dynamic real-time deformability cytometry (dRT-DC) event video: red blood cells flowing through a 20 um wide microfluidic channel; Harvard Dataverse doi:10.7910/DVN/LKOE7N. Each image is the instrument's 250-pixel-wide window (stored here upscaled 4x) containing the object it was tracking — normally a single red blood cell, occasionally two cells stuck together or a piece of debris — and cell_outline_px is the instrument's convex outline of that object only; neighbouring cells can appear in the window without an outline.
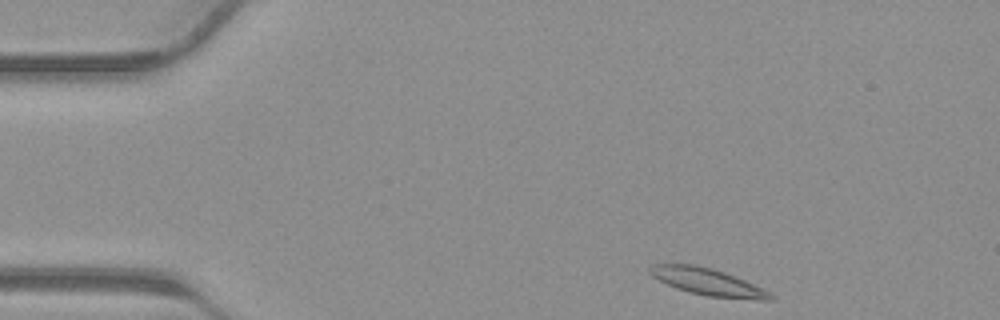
{"species": "common noctule bat (a hibernating species)", "species_latin": "Nyctalus noctula", "temperature_condition": "warm", "stored_images_in_passage": 37, "segment_of_instrument_passage": [1, 2], "camera_frame_rate_fps": 3000, "um_per_image_px": 0.085, "animal": {"sex": "male", "body_mass_g": 23.1, "forearm_length_mm": 52.7}, "frame": {"image": 1, "passage_image": 1, "time_ms": 0.0, "image_size_px": [1000, 320], "cell_outline_px": [[776, 296], [772, 300], [760, 300], [708, 296], [688, 292], [676, 288], [652, 276], [648, 272], [648, 268], [652, 264], [696, 264], [712, 268], [724, 272], [764, 288]], "centroid_in_image_um": [60.18, 23.96], "position_along_channel_um": 24.8, "area_um2": 19.02}}
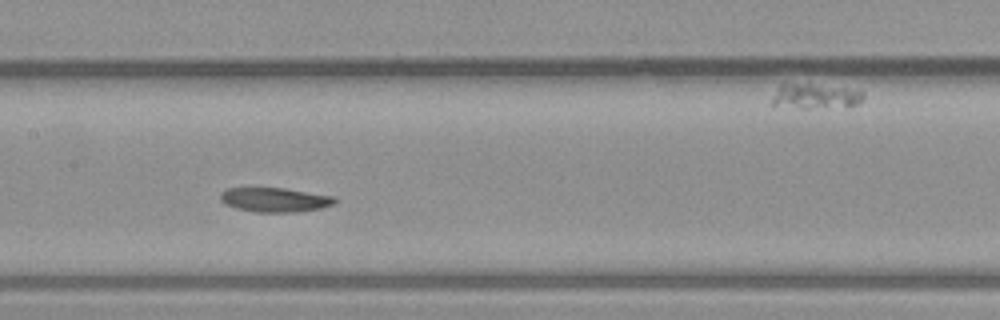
{"frame": {"image": 2, "passage_image": 15, "time_ms": 4.667, "image_size_px": [1000, 320], "cell_outline_px": [[336, 204], [320, 208], [296, 212], [256, 212], [236, 208], [224, 204], [220, 200], [220, 192], [224, 188], [284, 188], [336, 196]], "centroid_in_image_um": [23.35, 16.97], "position_along_channel_um": 184.0, "area_um2": 16.42}}
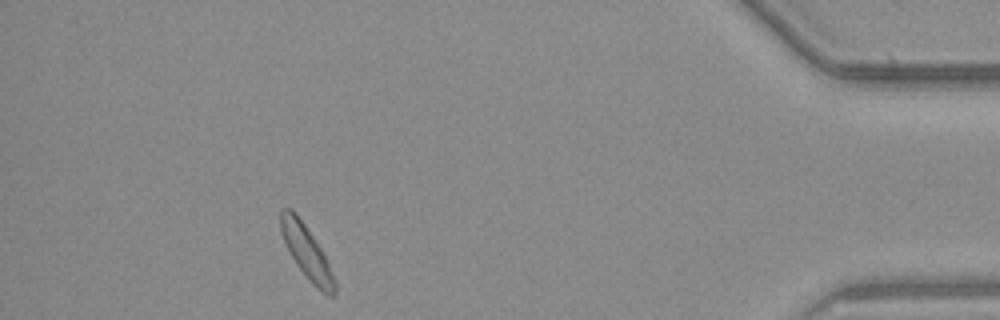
{"frame": {"image": 3, "passage_image": 32, "time_ms": 10.333, "image_size_px": [1000, 320], "cell_outline_px": [[336, 292], [332, 296], [328, 296], [316, 288], [312, 284], [296, 264], [284, 240], [280, 228], [280, 208], [292, 208], [296, 212], [320, 248], [336, 280]], "centroid_in_image_um": [26.06, 21.43], "position_along_channel_um": 409.1, "area_um2": 16.42}}